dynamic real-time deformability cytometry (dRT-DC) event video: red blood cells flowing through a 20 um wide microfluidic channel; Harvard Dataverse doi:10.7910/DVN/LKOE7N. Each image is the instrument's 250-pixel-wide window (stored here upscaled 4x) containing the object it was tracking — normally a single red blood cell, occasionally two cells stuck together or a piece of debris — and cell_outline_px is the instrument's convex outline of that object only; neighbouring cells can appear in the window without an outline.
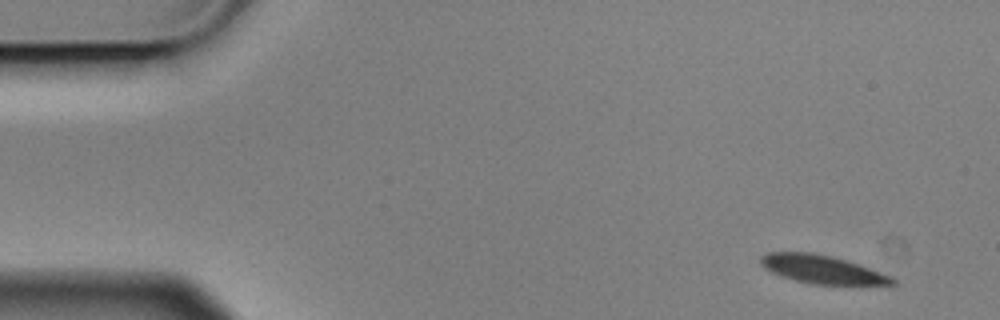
{"species": "Egyptian fruit bat (a non-hibernating species)", "species_latin": "Rousettus aegyptiacus", "temperature_condition": "cold", "stored_images_in_passage": 4, "camera_frame_rate_fps": 3000, "um_per_image_px": 0.085, "animal": {"sex": "male"}, "frame": {"image": 1, "passage_image": 1, "time_ms": 0.0, "image_size_px": [1000, 320], "cell_outline_px": [[896, 284], [812, 284], [780, 276], [764, 268], [760, 264], [760, 256], [768, 252], [812, 252], [832, 256], [892, 276], [896, 280]], "centroid_in_image_um": [69.81, 22.88], "position_along_channel_um": 15.2, "area_um2": 21.39}}